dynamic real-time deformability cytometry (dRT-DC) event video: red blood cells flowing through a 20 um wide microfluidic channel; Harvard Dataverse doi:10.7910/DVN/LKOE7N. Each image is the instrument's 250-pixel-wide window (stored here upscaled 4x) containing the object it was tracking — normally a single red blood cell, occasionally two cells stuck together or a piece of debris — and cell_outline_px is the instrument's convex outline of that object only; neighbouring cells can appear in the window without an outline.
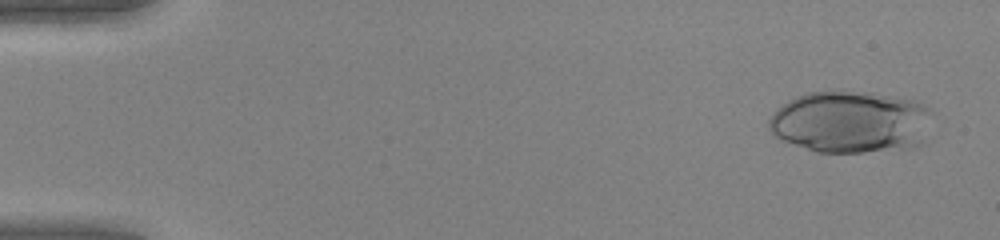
{"species": "human", "species_latin": "Homo sapiens", "temperature_condition": "warm", "stored_images_in_passage": 49, "camera_frame_rate_fps": 3000, "um_per_image_px": 0.085, "donor": {"sex": "female"}, "frame": {"image": 1, "passage_image": 3, "time_ms": 0.667, "image_size_px": [1000, 240], "cell_outline_px": [[932, 112], [924, 144], [912, 148], [864, 152], [816, 152], [780, 140], [768, 128], [768, 120], [776, 108], [788, 100], [796, 96], [808, 92], [828, 88], [836, 88], [872, 92], [912, 100], [928, 108]], "centroid_in_image_um": [72.28, 10.34], "position_along_channel_um": 12.7, "area_um2": 60.52}}
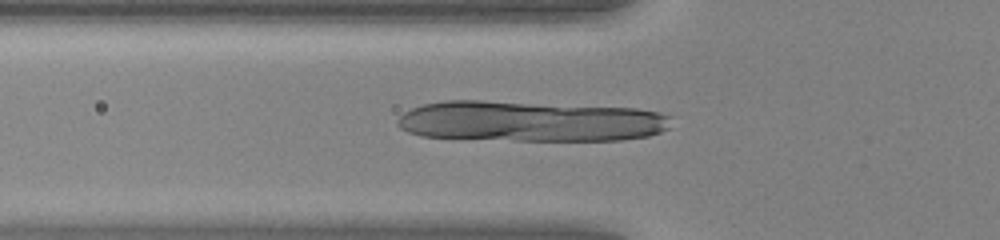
{"frame": {"image": 2, "passage_image": 18, "time_ms": 5.667, "image_size_px": [1000, 240], "cell_outline_px": [[672, 116], [668, 128], [660, 132], [648, 136], [620, 140], [516, 140], [420, 136], [408, 132], [400, 128], [396, 124], [396, 120], [404, 112], [412, 108], [424, 104], [444, 100], [480, 100], [636, 108], [660, 112]], "centroid_in_image_um": [45.07, 10.3], "position_along_channel_um": 80.7, "area_um2": 65.08}}
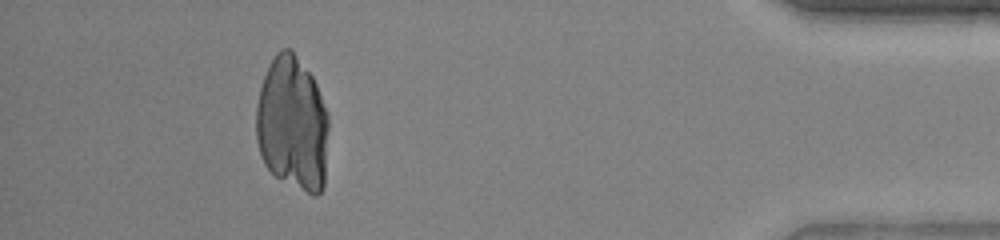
{"frame": {"image": 3, "passage_image": 45, "time_ms": 14.667, "image_size_px": [1000, 240], "cell_outline_px": [[328, 128], [324, 184], [320, 192], [316, 196], [312, 196], [276, 176], [264, 164], [260, 156], [256, 140], [256, 104], [260, 88], [264, 76], [276, 52], [280, 48], [292, 48], [312, 76], [316, 84], [328, 112]], "centroid_in_image_um": [24.85, 10.51], "position_along_channel_um": 410.3, "area_um2": 57.16}}